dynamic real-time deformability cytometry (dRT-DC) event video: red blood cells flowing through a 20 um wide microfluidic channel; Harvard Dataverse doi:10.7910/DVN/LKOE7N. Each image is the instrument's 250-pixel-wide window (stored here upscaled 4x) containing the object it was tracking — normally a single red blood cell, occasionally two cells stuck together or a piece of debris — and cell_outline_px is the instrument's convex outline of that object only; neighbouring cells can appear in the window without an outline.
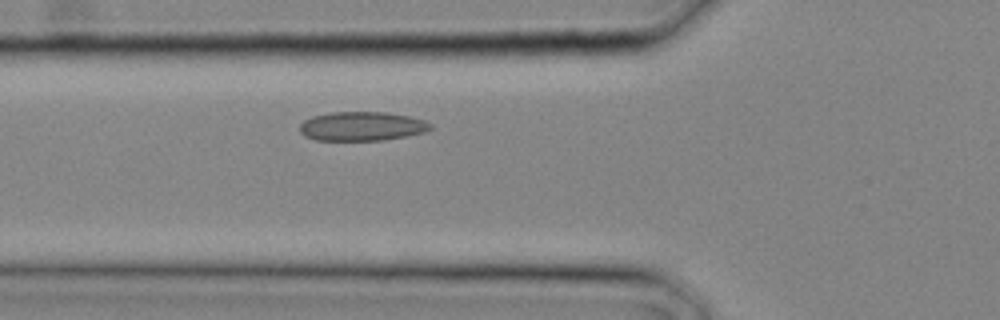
{"species": "common noctule bat (a hibernating species)", "species_latin": "Nyctalus noctula", "temperature_condition": "cold", "stored_images_in_passage": 5, "camera_frame_rate_fps": 3000, "um_per_image_px": 0.085, "animal": {"sex": "male", "body_mass_g": 20.4}, "frame": {"image": 1, "passage_image": 5, "time_ms": 1.333, "image_size_px": [1000, 320], "cell_outline_px": [[432, 128], [424, 132], [384, 140], [316, 140], [304, 136], [300, 132], [300, 124], [304, 120], [312, 116], [332, 112], [388, 112], [412, 116], [424, 120], [432, 124]], "centroid_in_image_um": [30.76, 10.72], "position_along_channel_um": 95.0, "area_um2": 22.25}}